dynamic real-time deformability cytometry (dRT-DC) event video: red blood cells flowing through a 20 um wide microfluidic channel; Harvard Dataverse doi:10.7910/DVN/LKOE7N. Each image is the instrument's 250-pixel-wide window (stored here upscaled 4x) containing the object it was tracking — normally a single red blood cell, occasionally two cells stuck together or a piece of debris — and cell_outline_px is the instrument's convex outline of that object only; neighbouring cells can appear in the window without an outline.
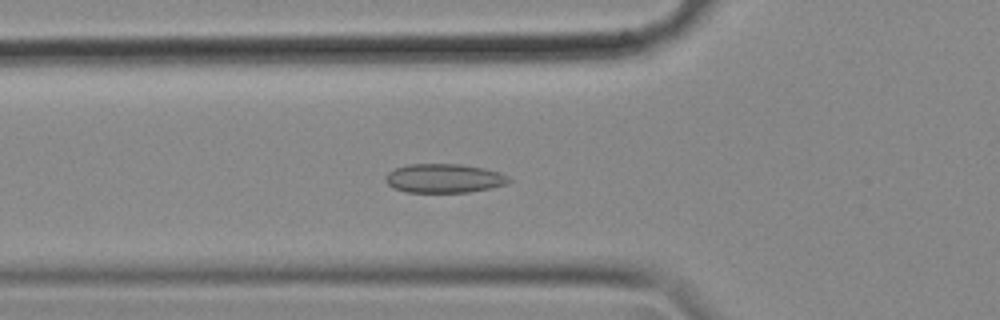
{"species": "common noctule bat (a hibernating species)", "species_latin": "Nyctalus noctula", "temperature_condition": "cold", "stored_images_in_passage": 41, "camera_frame_rate_fps": 3000, "um_per_image_px": 0.085, "animal": {"sex": "female", "body_mass_g": 18.4}, "frame": {"image": 1, "passage_image": 3, "time_ms": 0.667, "image_size_px": [1000, 320], "cell_outline_px": [[512, 180], [504, 184], [492, 188], [468, 192], [404, 192], [392, 188], [388, 184], [388, 172], [396, 168], [408, 164], [460, 164], [484, 168], [500, 172], [508, 176]], "centroid_in_image_um": [37.77, 15.16], "position_along_channel_um": 88.0, "area_um2": 20.75}}
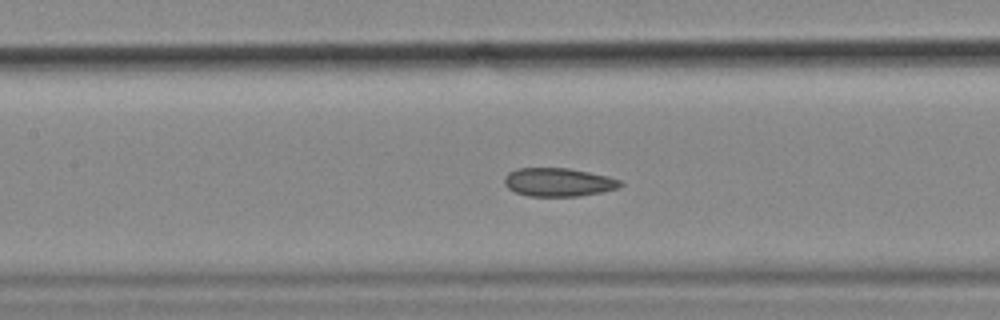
{"frame": {"image": 2, "passage_image": 9, "time_ms": 2.667, "image_size_px": [1000, 320], "cell_outline_px": [[624, 184], [616, 188], [600, 192], [576, 196], [528, 196], [516, 192], [508, 188], [504, 184], [504, 176], [508, 172], [516, 168], [568, 168], [608, 176], [620, 180]], "centroid_in_image_um": [47.42, 15.48], "position_along_channel_um": 160.0, "area_um2": 19.13}}
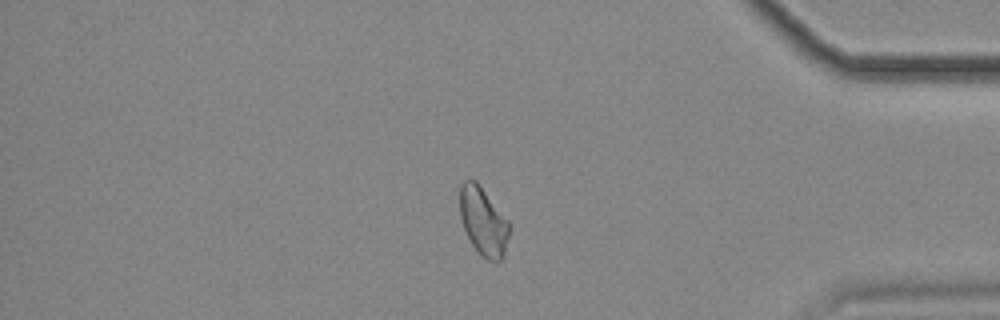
{"frame": {"image": 3, "passage_image": 31, "time_ms": 10.0, "image_size_px": [1000, 320], "cell_outline_px": [[508, 236], [504, 256], [496, 264], [480, 256], [472, 244], [464, 228], [460, 216], [460, 184], [464, 180], [476, 180], [508, 220]], "centroid_in_image_um": [41.07, 18.84], "position_along_channel_um": 394.1, "area_um2": 19.59}, "authors_computed_cell_mechanics": {"area_um2": 19.5942, "velocity_mm_per_s": 3.5739, "shape_relaxation_time_tau1_ms": null, "shape_relaxation_time_tau2_ms": 3.3194, "deformation_change_tau1": null, "deformation_change_tau2": 0.0864}}